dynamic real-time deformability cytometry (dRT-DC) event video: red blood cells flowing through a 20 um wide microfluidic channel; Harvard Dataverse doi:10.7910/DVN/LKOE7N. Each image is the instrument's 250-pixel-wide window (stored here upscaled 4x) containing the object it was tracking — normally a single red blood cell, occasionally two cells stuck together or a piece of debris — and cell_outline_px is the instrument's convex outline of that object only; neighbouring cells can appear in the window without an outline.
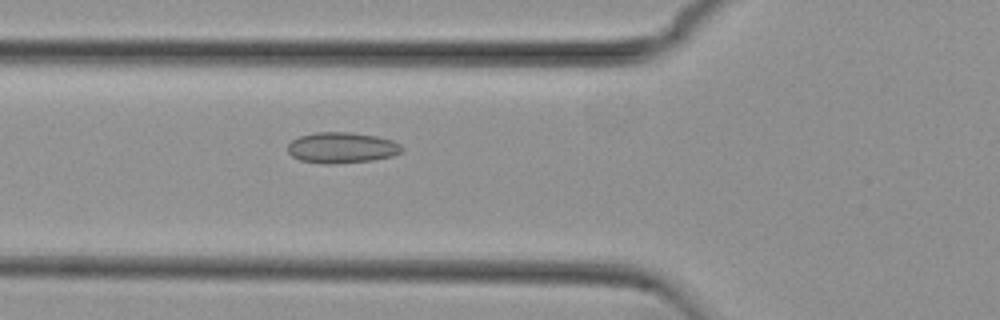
{"species": "common noctule bat (a hibernating species)", "species_latin": "Nyctalus noctula", "temperature_condition": "cold", "stored_images_in_passage": 35, "camera_frame_rate_fps": 3000, "um_per_image_px": 0.085, "animal": {"sex": "female", "body_mass_g": 29.2, "forearm_length_mm": 56.3}, "frame": {"image": 1, "passage_image": 3, "time_ms": 0.667, "image_size_px": [1000, 320], "cell_outline_px": [[404, 148], [400, 152], [392, 156], [372, 160], [332, 164], [324, 164], [300, 160], [292, 156], [288, 152], [288, 144], [292, 140], [300, 136], [316, 132], [352, 132], [376, 136], [392, 140], [400, 144]], "centroid_in_image_um": [29.05, 12.55], "position_along_channel_um": 96.8, "area_um2": 20.52}}
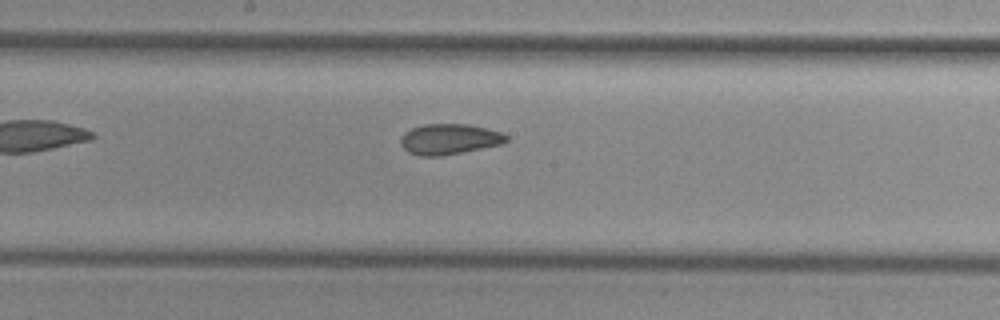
{"frame": {"image": 2, "passage_image": 12, "time_ms": 3.667, "image_size_px": [1000, 320], "cell_outline_px": [[508, 140], [500, 144], [440, 156], [420, 156], [408, 152], [400, 144], [400, 136], [404, 132], [412, 128], [424, 124], [468, 124], [500, 132], [508, 136]], "centroid_in_image_um": [38.13, 11.82], "position_along_channel_um": 210.1, "area_um2": 18.61}}
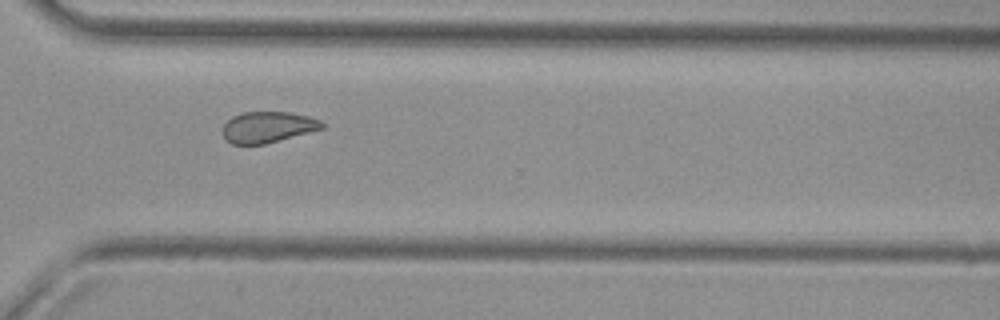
{"frame": {"image": 3, "passage_image": 23, "time_ms": 7.333, "image_size_px": [1000, 320], "cell_outline_px": [[324, 128], [264, 144], [232, 144], [224, 140], [224, 124], [232, 116], [244, 112], [288, 112], [308, 116], [320, 120], [324, 124]], "centroid_in_image_um": [22.75, 10.8], "position_along_channel_um": 347.9, "area_um2": 17.8}}